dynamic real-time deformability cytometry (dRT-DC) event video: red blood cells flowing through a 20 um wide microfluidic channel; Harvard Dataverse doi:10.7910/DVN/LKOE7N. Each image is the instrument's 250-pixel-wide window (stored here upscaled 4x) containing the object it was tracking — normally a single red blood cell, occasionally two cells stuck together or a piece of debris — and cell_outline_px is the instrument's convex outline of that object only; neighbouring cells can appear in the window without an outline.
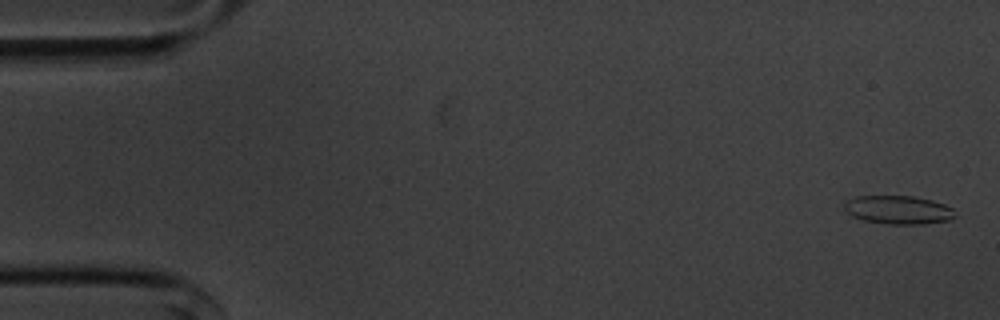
{"species": "common noctule bat (a hibernating species)", "species_latin": "Nyctalus noctula", "temperature_condition": "cold", "stored_images_in_passage": 56, "camera_frame_rate_fps": 3000, "um_per_image_px": 0.085, "animal": {"sex": "male", "body_mass_g": 20.1, "forearm_length_mm": 53.5}, "frame": {"image": 1, "passage_image": 2, "time_ms": 0.333, "image_size_px": [1000, 320], "cell_outline_px": [[956, 216], [952, 220], [924, 224], [884, 224], [864, 220], [852, 216], [844, 208], [844, 204], [848, 200], [856, 196], [912, 196], [932, 200], [944, 204], [952, 208]], "centroid_in_image_um": [76.39, 17.84], "position_along_channel_um": 8.6, "area_um2": 18.44}}
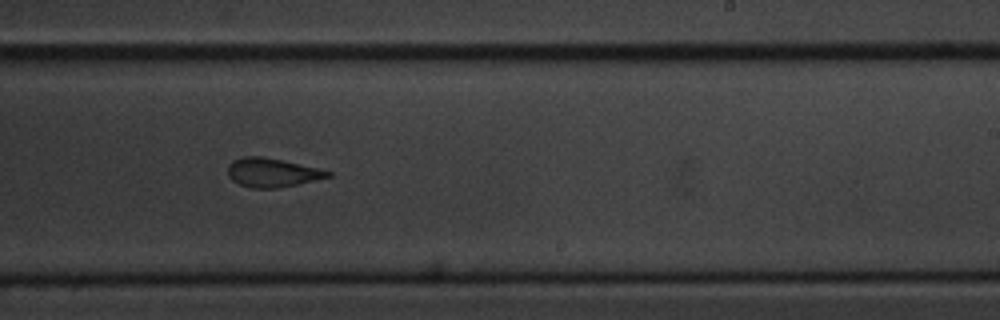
{"frame": {"image": 2, "passage_image": 34, "time_ms": 11.0, "image_size_px": [1000, 320], "cell_outline_px": [[332, 176], [296, 184], [276, 188], [252, 188], [240, 184], [232, 180], [228, 176], [228, 164], [232, 160], [240, 156], [260, 156], [280, 160], [316, 168], [332, 172]], "centroid_in_image_um": [23.07, 14.66], "position_along_channel_um": 265.9, "area_um2": 16.59}}
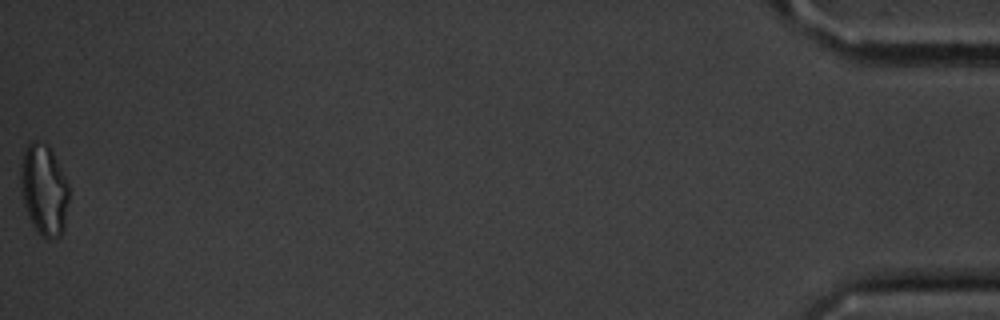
{"frame": {"image": 3, "passage_image": 56, "time_ms": 18.333, "image_size_px": [1000, 320], "cell_outline_px": [[68, 200], [64, 228], [60, 236], [52, 240], [48, 240], [36, 232], [28, 216], [24, 204], [20, 184], [20, 168], [24, 148], [32, 140], [36, 140], [48, 144], [68, 184]], "centroid_in_image_um": [3.72, 16.15], "position_along_channel_um": 431.5, "area_um2": 25.72}, "authors_computed_cell_mechanics": {"area_um2": 18.2359, "velocity_mm_per_s": 3.6004, "shape_relaxation_time_tau1_ms": 3.8408, "shape_relaxation_time_tau2_ms": 1.1089, "deformation_change_tau1": 0.1379, "deformation_change_tau2": 0.0764}}